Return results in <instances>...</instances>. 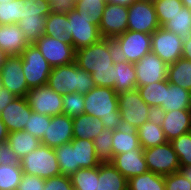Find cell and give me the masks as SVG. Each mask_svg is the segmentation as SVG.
Returning <instances> with one entry per match:
<instances>
[{"label": "cell", "instance_id": "6da1fadb", "mask_svg": "<svg viewBox=\"0 0 191 190\" xmlns=\"http://www.w3.org/2000/svg\"><path fill=\"white\" fill-rule=\"evenodd\" d=\"M84 114L101 119L105 129L122 128L118 94L113 88L96 86L84 95Z\"/></svg>", "mask_w": 191, "mask_h": 190}, {"label": "cell", "instance_id": "7a4b0ae2", "mask_svg": "<svg viewBox=\"0 0 191 190\" xmlns=\"http://www.w3.org/2000/svg\"><path fill=\"white\" fill-rule=\"evenodd\" d=\"M47 85L61 95L73 92L85 95L96 87L92 75L80 69L76 62L53 67Z\"/></svg>", "mask_w": 191, "mask_h": 190}, {"label": "cell", "instance_id": "3957f363", "mask_svg": "<svg viewBox=\"0 0 191 190\" xmlns=\"http://www.w3.org/2000/svg\"><path fill=\"white\" fill-rule=\"evenodd\" d=\"M23 173L47 179L61 175L57 156L53 148L40 144L20 160Z\"/></svg>", "mask_w": 191, "mask_h": 190}, {"label": "cell", "instance_id": "277c9868", "mask_svg": "<svg viewBox=\"0 0 191 190\" xmlns=\"http://www.w3.org/2000/svg\"><path fill=\"white\" fill-rule=\"evenodd\" d=\"M67 17L69 23H67L66 39L71 42L75 50L88 47L102 38L99 26L90 18L79 14L76 9L68 13Z\"/></svg>", "mask_w": 191, "mask_h": 190}, {"label": "cell", "instance_id": "5b68a950", "mask_svg": "<svg viewBox=\"0 0 191 190\" xmlns=\"http://www.w3.org/2000/svg\"><path fill=\"white\" fill-rule=\"evenodd\" d=\"M118 107L123 127L138 129L148 121L149 105L137 89L119 93Z\"/></svg>", "mask_w": 191, "mask_h": 190}, {"label": "cell", "instance_id": "8992f818", "mask_svg": "<svg viewBox=\"0 0 191 190\" xmlns=\"http://www.w3.org/2000/svg\"><path fill=\"white\" fill-rule=\"evenodd\" d=\"M75 62L80 69L90 74L96 70L114 69V62L109 53V39L101 38L88 47L76 50Z\"/></svg>", "mask_w": 191, "mask_h": 190}, {"label": "cell", "instance_id": "52a82bcc", "mask_svg": "<svg viewBox=\"0 0 191 190\" xmlns=\"http://www.w3.org/2000/svg\"><path fill=\"white\" fill-rule=\"evenodd\" d=\"M20 56L28 87L31 89L46 85L53 67L39 49L34 44H29Z\"/></svg>", "mask_w": 191, "mask_h": 190}, {"label": "cell", "instance_id": "ba28073f", "mask_svg": "<svg viewBox=\"0 0 191 190\" xmlns=\"http://www.w3.org/2000/svg\"><path fill=\"white\" fill-rule=\"evenodd\" d=\"M144 156L149 171L160 175H170L180 169L179 158L171 143L144 149Z\"/></svg>", "mask_w": 191, "mask_h": 190}, {"label": "cell", "instance_id": "9c48e42d", "mask_svg": "<svg viewBox=\"0 0 191 190\" xmlns=\"http://www.w3.org/2000/svg\"><path fill=\"white\" fill-rule=\"evenodd\" d=\"M34 45L52 67L75 62L76 50L68 39L43 35Z\"/></svg>", "mask_w": 191, "mask_h": 190}, {"label": "cell", "instance_id": "30bf717a", "mask_svg": "<svg viewBox=\"0 0 191 190\" xmlns=\"http://www.w3.org/2000/svg\"><path fill=\"white\" fill-rule=\"evenodd\" d=\"M62 97L47 84L29 89L26 95L33 112L50 117L63 114Z\"/></svg>", "mask_w": 191, "mask_h": 190}, {"label": "cell", "instance_id": "8fae6325", "mask_svg": "<svg viewBox=\"0 0 191 190\" xmlns=\"http://www.w3.org/2000/svg\"><path fill=\"white\" fill-rule=\"evenodd\" d=\"M183 40L176 34L159 27L151 34V51L167 65L182 58Z\"/></svg>", "mask_w": 191, "mask_h": 190}, {"label": "cell", "instance_id": "7c38bea8", "mask_svg": "<svg viewBox=\"0 0 191 190\" xmlns=\"http://www.w3.org/2000/svg\"><path fill=\"white\" fill-rule=\"evenodd\" d=\"M159 27L152 0H137L128 7V30L152 34Z\"/></svg>", "mask_w": 191, "mask_h": 190}, {"label": "cell", "instance_id": "4fadbf2b", "mask_svg": "<svg viewBox=\"0 0 191 190\" xmlns=\"http://www.w3.org/2000/svg\"><path fill=\"white\" fill-rule=\"evenodd\" d=\"M128 30V7L106 3L99 31L102 38L114 39Z\"/></svg>", "mask_w": 191, "mask_h": 190}, {"label": "cell", "instance_id": "5bb4252c", "mask_svg": "<svg viewBox=\"0 0 191 190\" xmlns=\"http://www.w3.org/2000/svg\"><path fill=\"white\" fill-rule=\"evenodd\" d=\"M73 139V118L65 114L47 116V129L40 140L41 144L54 149Z\"/></svg>", "mask_w": 191, "mask_h": 190}, {"label": "cell", "instance_id": "9a60e30c", "mask_svg": "<svg viewBox=\"0 0 191 190\" xmlns=\"http://www.w3.org/2000/svg\"><path fill=\"white\" fill-rule=\"evenodd\" d=\"M0 72L4 88L16 97H26L30 88L23 73L21 56H8Z\"/></svg>", "mask_w": 191, "mask_h": 190}, {"label": "cell", "instance_id": "2e32d148", "mask_svg": "<svg viewBox=\"0 0 191 190\" xmlns=\"http://www.w3.org/2000/svg\"><path fill=\"white\" fill-rule=\"evenodd\" d=\"M137 86L166 80L168 65L152 51L134 63Z\"/></svg>", "mask_w": 191, "mask_h": 190}, {"label": "cell", "instance_id": "e0dca14e", "mask_svg": "<svg viewBox=\"0 0 191 190\" xmlns=\"http://www.w3.org/2000/svg\"><path fill=\"white\" fill-rule=\"evenodd\" d=\"M114 39L120 44L130 63L138 62L151 52V34L127 30Z\"/></svg>", "mask_w": 191, "mask_h": 190}, {"label": "cell", "instance_id": "ac0fdd59", "mask_svg": "<svg viewBox=\"0 0 191 190\" xmlns=\"http://www.w3.org/2000/svg\"><path fill=\"white\" fill-rule=\"evenodd\" d=\"M111 163L127 180L149 171L143 148L115 155Z\"/></svg>", "mask_w": 191, "mask_h": 190}, {"label": "cell", "instance_id": "d6986e66", "mask_svg": "<svg viewBox=\"0 0 191 190\" xmlns=\"http://www.w3.org/2000/svg\"><path fill=\"white\" fill-rule=\"evenodd\" d=\"M32 112L26 97H16L3 109L0 117L10 133L24 130Z\"/></svg>", "mask_w": 191, "mask_h": 190}, {"label": "cell", "instance_id": "ffe728a7", "mask_svg": "<svg viewBox=\"0 0 191 190\" xmlns=\"http://www.w3.org/2000/svg\"><path fill=\"white\" fill-rule=\"evenodd\" d=\"M30 43L17 23L0 28V49L8 56H20Z\"/></svg>", "mask_w": 191, "mask_h": 190}, {"label": "cell", "instance_id": "44dd1931", "mask_svg": "<svg viewBox=\"0 0 191 190\" xmlns=\"http://www.w3.org/2000/svg\"><path fill=\"white\" fill-rule=\"evenodd\" d=\"M167 141H172L180 135L191 131V114L189 110H173L165 112L161 124Z\"/></svg>", "mask_w": 191, "mask_h": 190}, {"label": "cell", "instance_id": "7402d4cb", "mask_svg": "<svg viewBox=\"0 0 191 190\" xmlns=\"http://www.w3.org/2000/svg\"><path fill=\"white\" fill-rule=\"evenodd\" d=\"M191 92L164 80V101L161 107L165 112L173 110H189Z\"/></svg>", "mask_w": 191, "mask_h": 190}, {"label": "cell", "instance_id": "603a6c76", "mask_svg": "<svg viewBox=\"0 0 191 190\" xmlns=\"http://www.w3.org/2000/svg\"><path fill=\"white\" fill-rule=\"evenodd\" d=\"M128 180L111 162L100 163L96 190H128Z\"/></svg>", "mask_w": 191, "mask_h": 190}, {"label": "cell", "instance_id": "cb8c5ba5", "mask_svg": "<svg viewBox=\"0 0 191 190\" xmlns=\"http://www.w3.org/2000/svg\"><path fill=\"white\" fill-rule=\"evenodd\" d=\"M74 148L75 165L78 169L94 168L100 165L94 148V142L89 139L74 138L71 141Z\"/></svg>", "mask_w": 191, "mask_h": 190}, {"label": "cell", "instance_id": "d4e9b609", "mask_svg": "<svg viewBox=\"0 0 191 190\" xmlns=\"http://www.w3.org/2000/svg\"><path fill=\"white\" fill-rule=\"evenodd\" d=\"M6 143L15 152L19 160L23 159L25 155L31 153L41 144L38 138L26 130L10 132Z\"/></svg>", "mask_w": 191, "mask_h": 190}, {"label": "cell", "instance_id": "484cf974", "mask_svg": "<svg viewBox=\"0 0 191 190\" xmlns=\"http://www.w3.org/2000/svg\"><path fill=\"white\" fill-rule=\"evenodd\" d=\"M102 129H104V126L99 118H93L87 114H81L73 118L74 138L93 141Z\"/></svg>", "mask_w": 191, "mask_h": 190}, {"label": "cell", "instance_id": "4316f807", "mask_svg": "<svg viewBox=\"0 0 191 190\" xmlns=\"http://www.w3.org/2000/svg\"><path fill=\"white\" fill-rule=\"evenodd\" d=\"M112 141L113 156L137 148H142L138 138L137 129L122 127L113 130Z\"/></svg>", "mask_w": 191, "mask_h": 190}, {"label": "cell", "instance_id": "83f0119b", "mask_svg": "<svg viewBox=\"0 0 191 190\" xmlns=\"http://www.w3.org/2000/svg\"><path fill=\"white\" fill-rule=\"evenodd\" d=\"M114 90L117 94L137 89V80L134 63L120 62L114 64Z\"/></svg>", "mask_w": 191, "mask_h": 190}, {"label": "cell", "instance_id": "f1b7e54d", "mask_svg": "<svg viewBox=\"0 0 191 190\" xmlns=\"http://www.w3.org/2000/svg\"><path fill=\"white\" fill-rule=\"evenodd\" d=\"M167 81L191 92V61L180 58L168 65Z\"/></svg>", "mask_w": 191, "mask_h": 190}, {"label": "cell", "instance_id": "f546056e", "mask_svg": "<svg viewBox=\"0 0 191 190\" xmlns=\"http://www.w3.org/2000/svg\"><path fill=\"white\" fill-rule=\"evenodd\" d=\"M137 133L143 149L168 142L162 130V126H158L153 122H145L137 129Z\"/></svg>", "mask_w": 191, "mask_h": 190}, {"label": "cell", "instance_id": "4dcf8cb0", "mask_svg": "<svg viewBox=\"0 0 191 190\" xmlns=\"http://www.w3.org/2000/svg\"><path fill=\"white\" fill-rule=\"evenodd\" d=\"M128 190H165L164 176L147 171L128 179Z\"/></svg>", "mask_w": 191, "mask_h": 190}, {"label": "cell", "instance_id": "1f68e13d", "mask_svg": "<svg viewBox=\"0 0 191 190\" xmlns=\"http://www.w3.org/2000/svg\"><path fill=\"white\" fill-rule=\"evenodd\" d=\"M165 30L178 35L182 40L191 36V9L184 7L163 26Z\"/></svg>", "mask_w": 191, "mask_h": 190}, {"label": "cell", "instance_id": "d6a6232c", "mask_svg": "<svg viewBox=\"0 0 191 190\" xmlns=\"http://www.w3.org/2000/svg\"><path fill=\"white\" fill-rule=\"evenodd\" d=\"M26 39L30 44H34L45 33L46 17H25L18 23Z\"/></svg>", "mask_w": 191, "mask_h": 190}, {"label": "cell", "instance_id": "836d02e7", "mask_svg": "<svg viewBox=\"0 0 191 190\" xmlns=\"http://www.w3.org/2000/svg\"><path fill=\"white\" fill-rule=\"evenodd\" d=\"M70 178L73 190H96L98 167L78 169Z\"/></svg>", "mask_w": 191, "mask_h": 190}, {"label": "cell", "instance_id": "e575fe53", "mask_svg": "<svg viewBox=\"0 0 191 190\" xmlns=\"http://www.w3.org/2000/svg\"><path fill=\"white\" fill-rule=\"evenodd\" d=\"M62 175L71 176L78 170L75 165L74 148L71 142L54 148Z\"/></svg>", "mask_w": 191, "mask_h": 190}, {"label": "cell", "instance_id": "d590c367", "mask_svg": "<svg viewBox=\"0 0 191 190\" xmlns=\"http://www.w3.org/2000/svg\"><path fill=\"white\" fill-rule=\"evenodd\" d=\"M112 135L113 130L104 128L93 140L97 158L101 163H107L113 160Z\"/></svg>", "mask_w": 191, "mask_h": 190}, {"label": "cell", "instance_id": "8d00e7d4", "mask_svg": "<svg viewBox=\"0 0 191 190\" xmlns=\"http://www.w3.org/2000/svg\"><path fill=\"white\" fill-rule=\"evenodd\" d=\"M152 2L161 27L184 8L181 0H152Z\"/></svg>", "mask_w": 191, "mask_h": 190}, {"label": "cell", "instance_id": "74e56055", "mask_svg": "<svg viewBox=\"0 0 191 190\" xmlns=\"http://www.w3.org/2000/svg\"><path fill=\"white\" fill-rule=\"evenodd\" d=\"M23 176L20 164H0V190H17Z\"/></svg>", "mask_w": 191, "mask_h": 190}, {"label": "cell", "instance_id": "f35d334b", "mask_svg": "<svg viewBox=\"0 0 191 190\" xmlns=\"http://www.w3.org/2000/svg\"><path fill=\"white\" fill-rule=\"evenodd\" d=\"M106 5L105 0H77L75 9L99 26Z\"/></svg>", "mask_w": 191, "mask_h": 190}, {"label": "cell", "instance_id": "ab89813d", "mask_svg": "<svg viewBox=\"0 0 191 190\" xmlns=\"http://www.w3.org/2000/svg\"><path fill=\"white\" fill-rule=\"evenodd\" d=\"M68 17L67 14L50 13L46 17V28L44 35L54 39H66Z\"/></svg>", "mask_w": 191, "mask_h": 190}, {"label": "cell", "instance_id": "60d3db41", "mask_svg": "<svg viewBox=\"0 0 191 190\" xmlns=\"http://www.w3.org/2000/svg\"><path fill=\"white\" fill-rule=\"evenodd\" d=\"M141 98L149 106H161L164 101V81L137 86Z\"/></svg>", "mask_w": 191, "mask_h": 190}, {"label": "cell", "instance_id": "b9f144b4", "mask_svg": "<svg viewBox=\"0 0 191 190\" xmlns=\"http://www.w3.org/2000/svg\"><path fill=\"white\" fill-rule=\"evenodd\" d=\"M178 155L180 166L191 165V131L170 141Z\"/></svg>", "mask_w": 191, "mask_h": 190}, {"label": "cell", "instance_id": "7bdbcfd3", "mask_svg": "<svg viewBox=\"0 0 191 190\" xmlns=\"http://www.w3.org/2000/svg\"><path fill=\"white\" fill-rule=\"evenodd\" d=\"M63 114L75 118L84 114V95L73 92L66 93L62 97Z\"/></svg>", "mask_w": 191, "mask_h": 190}, {"label": "cell", "instance_id": "ee69618b", "mask_svg": "<svg viewBox=\"0 0 191 190\" xmlns=\"http://www.w3.org/2000/svg\"><path fill=\"white\" fill-rule=\"evenodd\" d=\"M22 0L0 2V23L2 25L14 24L21 21Z\"/></svg>", "mask_w": 191, "mask_h": 190}, {"label": "cell", "instance_id": "f6af8a7d", "mask_svg": "<svg viewBox=\"0 0 191 190\" xmlns=\"http://www.w3.org/2000/svg\"><path fill=\"white\" fill-rule=\"evenodd\" d=\"M49 14L48 0H22L21 20L25 17H47Z\"/></svg>", "mask_w": 191, "mask_h": 190}, {"label": "cell", "instance_id": "bcb514c9", "mask_svg": "<svg viewBox=\"0 0 191 190\" xmlns=\"http://www.w3.org/2000/svg\"><path fill=\"white\" fill-rule=\"evenodd\" d=\"M46 129L47 115L32 112L24 130L28 131L31 135L41 140Z\"/></svg>", "mask_w": 191, "mask_h": 190}, {"label": "cell", "instance_id": "7dc6e473", "mask_svg": "<svg viewBox=\"0 0 191 190\" xmlns=\"http://www.w3.org/2000/svg\"><path fill=\"white\" fill-rule=\"evenodd\" d=\"M165 190H191V182L178 171L164 176Z\"/></svg>", "mask_w": 191, "mask_h": 190}, {"label": "cell", "instance_id": "c3c4849f", "mask_svg": "<svg viewBox=\"0 0 191 190\" xmlns=\"http://www.w3.org/2000/svg\"><path fill=\"white\" fill-rule=\"evenodd\" d=\"M43 190H73L70 176L59 175L45 179Z\"/></svg>", "mask_w": 191, "mask_h": 190}, {"label": "cell", "instance_id": "681fc988", "mask_svg": "<svg viewBox=\"0 0 191 190\" xmlns=\"http://www.w3.org/2000/svg\"><path fill=\"white\" fill-rule=\"evenodd\" d=\"M45 179L35 175L23 173L22 179L18 184L17 190H43Z\"/></svg>", "mask_w": 191, "mask_h": 190}, {"label": "cell", "instance_id": "f907efd6", "mask_svg": "<svg viewBox=\"0 0 191 190\" xmlns=\"http://www.w3.org/2000/svg\"><path fill=\"white\" fill-rule=\"evenodd\" d=\"M96 86L109 87L114 89L115 68L112 70L93 71L91 73Z\"/></svg>", "mask_w": 191, "mask_h": 190}, {"label": "cell", "instance_id": "816d5d0a", "mask_svg": "<svg viewBox=\"0 0 191 190\" xmlns=\"http://www.w3.org/2000/svg\"><path fill=\"white\" fill-rule=\"evenodd\" d=\"M77 0H48L50 13L68 14L75 9Z\"/></svg>", "mask_w": 191, "mask_h": 190}, {"label": "cell", "instance_id": "f5cc1de1", "mask_svg": "<svg viewBox=\"0 0 191 190\" xmlns=\"http://www.w3.org/2000/svg\"><path fill=\"white\" fill-rule=\"evenodd\" d=\"M0 164L14 165L20 164V160L15 155V152L7 143H1L0 145Z\"/></svg>", "mask_w": 191, "mask_h": 190}, {"label": "cell", "instance_id": "db71d44e", "mask_svg": "<svg viewBox=\"0 0 191 190\" xmlns=\"http://www.w3.org/2000/svg\"><path fill=\"white\" fill-rule=\"evenodd\" d=\"M109 53L114 64L128 62L127 57L124 55V50L115 39H109Z\"/></svg>", "mask_w": 191, "mask_h": 190}, {"label": "cell", "instance_id": "11a10c76", "mask_svg": "<svg viewBox=\"0 0 191 190\" xmlns=\"http://www.w3.org/2000/svg\"><path fill=\"white\" fill-rule=\"evenodd\" d=\"M165 110L161 106H149L148 121L161 126L164 121Z\"/></svg>", "mask_w": 191, "mask_h": 190}, {"label": "cell", "instance_id": "9f6ffc18", "mask_svg": "<svg viewBox=\"0 0 191 190\" xmlns=\"http://www.w3.org/2000/svg\"><path fill=\"white\" fill-rule=\"evenodd\" d=\"M16 98L9 90L6 88H2L0 90V114L2 113L3 109L10 104Z\"/></svg>", "mask_w": 191, "mask_h": 190}, {"label": "cell", "instance_id": "6f0895ef", "mask_svg": "<svg viewBox=\"0 0 191 190\" xmlns=\"http://www.w3.org/2000/svg\"><path fill=\"white\" fill-rule=\"evenodd\" d=\"M182 58L191 61V36L183 40Z\"/></svg>", "mask_w": 191, "mask_h": 190}, {"label": "cell", "instance_id": "680465c9", "mask_svg": "<svg viewBox=\"0 0 191 190\" xmlns=\"http://www.w3.org/2000/svg\"><path fill=\"white\" fill-rule=\"evenodd\" d=\"M9 131L0 117V143H6Z\"/></svg>", "mask_w": 191, "mask_h": 190}, {"label": "cell", "instance_id": "91938a15", "mask_svg": "<svg viewBox=\"0 0 191 190\" xmlns=\"http://www.w3.org/2000/svg\"><path fill=\"white\" fill-rule=\"evenodd\" d=\"M105 1L108 4L129 7L132 6L137 0H105Z\"/></svg>", "mask_w": 191, "mask_h": 190}, {"label": "cell", "instance_id": "94428289", "mask_svg": "<svg viewBox=\"0 0 191 190\" xmlns=\"http://www.w3.org/2000/svg\"><path fill=\"white\" fill-rule=\"evenodd\" d=\"M179 171L184 175L186 179L191 182V165L190 166H180Z\"/></svg>", "mask_w": 191, "mask_h": 190}, {"label": "cell", "instance_id": "6125c7cd", "mask_svg": "<svg viewBox=\"0 0 191 190\" xmlns=\"http://www.w3.org/2000/svg\"><path fill=\"white\" fill-rule=\"evenodd\" d=\"M7 57L8 55L0 49V69L2 68V65L4 64Z\"/></svg>", "mask_w": 191, "mask_h": 190}, {"label": "cell", "instance_id": "be15d7a7", "mask_svg": "<svg viewBox=\"0 0 191 190\" xmlns=\"http://www.w3.org/2000/svg\"><path fill=\"white\" fill-rule=\"evenodd\" d=\"M184 7L191 9V0H181Z\"/></svg>", "mask_w": 191, "mask_h": 190}, {"label": "cell", "instance_id": "e7e4bbea", "mask_svg": "<svg viewBox=\"0 0 191 190\" xmlns=\"http://www.w3.org/2000/svg\"><path fill=\"white\" fill-rule=\"evenodd\" d=\"M3 88V82H2V75H1V72H0V90Z\"/></svg>", "mask_w": 191, "mask_h": 190}, {"label": "cell", "instance_id": "03108f58", "mask_svg": "<svg viewBox=\"0 0 191 190\" xmlns=\"http://www.w3.org/2000/svg\"><path fill=\"white\" fill-rule=\"evenodd\" d=\"M13 0H0V2H12Z\"/></svg>", "mask_w": 191, "mask_h": 190}, {"label": "cell", "instance_id": "003e7915", "mask_svg": "<svg viewBox=\"0 0 191 190\" xmlns=\"http://www.w3.org/2000/svg\"><path fill=\"white\" fill-rule=\"evenodd\" d=\"M189 111H190V114H191V101H190V107H189Z\"/></svg>", "mask_w": 191, "mask_h": 190}]
</instances>
